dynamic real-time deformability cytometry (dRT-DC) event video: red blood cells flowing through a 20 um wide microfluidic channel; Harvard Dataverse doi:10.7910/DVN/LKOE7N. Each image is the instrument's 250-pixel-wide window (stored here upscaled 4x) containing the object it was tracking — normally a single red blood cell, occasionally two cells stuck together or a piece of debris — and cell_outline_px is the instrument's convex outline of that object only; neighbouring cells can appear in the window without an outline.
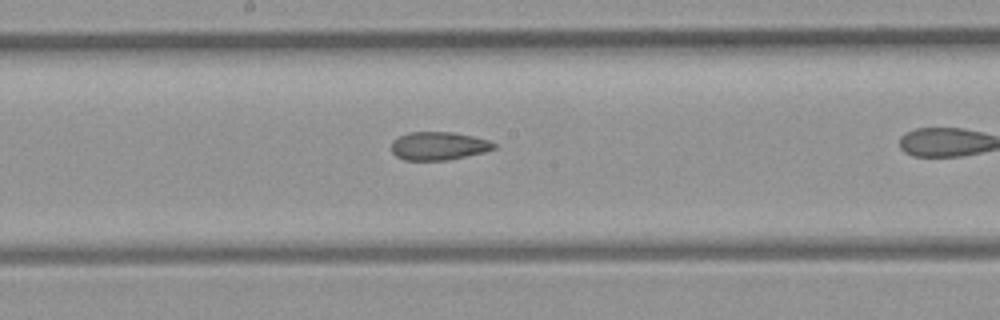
{"species": "common noctule bat (a hibernating species)", "species_latin": "Nyctalus noctula", "temperature_condition": "room temperature", "stored_images_in_passage": 28, "camera_frame_rate_fps": 3000, "um_per_image_px": 0.085, "animal": {"sex": "female", "body_mass_g": 21.9}, "frame": {"image": 1, "passage_image": 13, "time_ms": 4.0, "image_size_px": [1000, 320], "cell_outline_px": [[496, 148], [484, 152], [448, 160], [404, 160], [396, 156], [392, 152], [392, 140], [408, 132], [452, 132], [472, 136], [488, 140], [496, 144]], "centroid_in_image_um": [37.27, 12.4], "position_along_channel_um": 210.9, "area_um2": 16.82}}
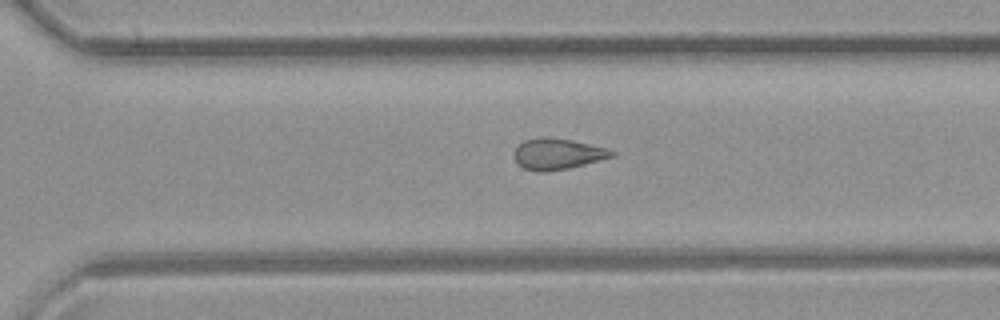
{"frame": {"image": 2, "passage_image": 20, "time_ms": 6.333, "image_size_px": [1000, 320], "cell_outline_px": [[616, 156], [568, 168], [548, 172], [540, 172], [524, 168], [516, 164], [512, 156], [512, 152], [524, 140], [540, 136], [548, 136], [572, 140], [608, 148], [616, 152]], "centroid_in_image_um": [47.36, 13.07], "position_along_channel_um": 323.2, "area_um2": 18.03}}